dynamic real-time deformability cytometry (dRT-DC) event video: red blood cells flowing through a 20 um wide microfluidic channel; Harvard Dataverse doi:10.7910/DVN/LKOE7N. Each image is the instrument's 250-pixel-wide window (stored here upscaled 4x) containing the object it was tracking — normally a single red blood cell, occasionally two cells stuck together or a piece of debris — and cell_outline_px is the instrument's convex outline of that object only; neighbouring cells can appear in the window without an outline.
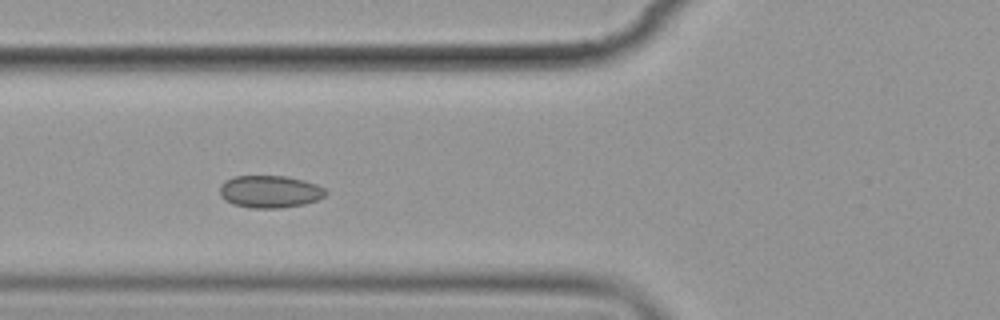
{"species": "common noctule bat (a hibernating species)", "species_latin": "Nyctalus noctula", "temperature_condition": "cold", "stored_images_in_passage": 7, "camera_frame_rate_fps": 3000, "um_per_image_px": 0.085, "animal": {"sex": "female", "body_mass_g": 19.9}, "frame": {"image": 1, "passage_image": 6, "time_ms": 5.667, "image_size_px": [1000, 320], "cell_outline_px": [[328, 192], [324, 196], [316, 200], [304, 204], [280, 208], [252, 208], [232, 204], [220, 196], [220, 188], [224, 180], [232, 176], [284, 176], [304, 180], [316, 184], [324, 188]], "centroid_in_image_um": [22.92, 16.28], "position_along_channel_um": 102.9, "area_um2": 20.0}}
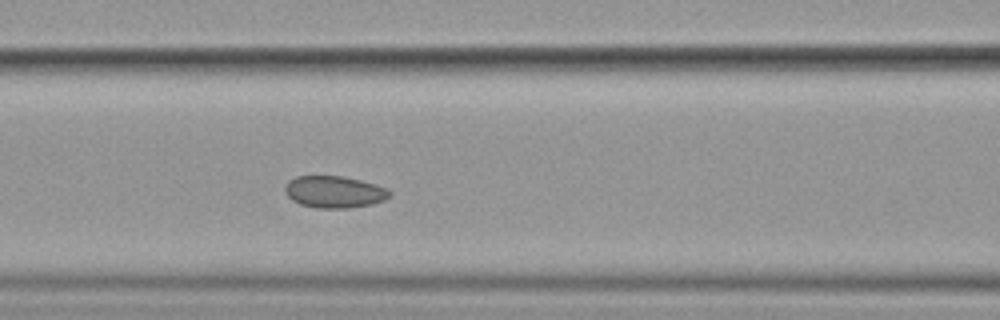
{"frame": {"image": 2, "passage_image": 7, "time_ms": 6.667, "image_size_px": [1000, 320], "cell_outline_px": [[392, 192], [384, 200], [372, 204], [348, 208], [316, 208], [300, 204], [292, 200], [284, 192], [284, 188], [288, 180], [296, 176], [344, 176], [376, 184], [388, 188]], "centroid_in_image_um": [28.4, 16.31], "position_along_channel_um": 138.2, "area_um2": 19.59}}